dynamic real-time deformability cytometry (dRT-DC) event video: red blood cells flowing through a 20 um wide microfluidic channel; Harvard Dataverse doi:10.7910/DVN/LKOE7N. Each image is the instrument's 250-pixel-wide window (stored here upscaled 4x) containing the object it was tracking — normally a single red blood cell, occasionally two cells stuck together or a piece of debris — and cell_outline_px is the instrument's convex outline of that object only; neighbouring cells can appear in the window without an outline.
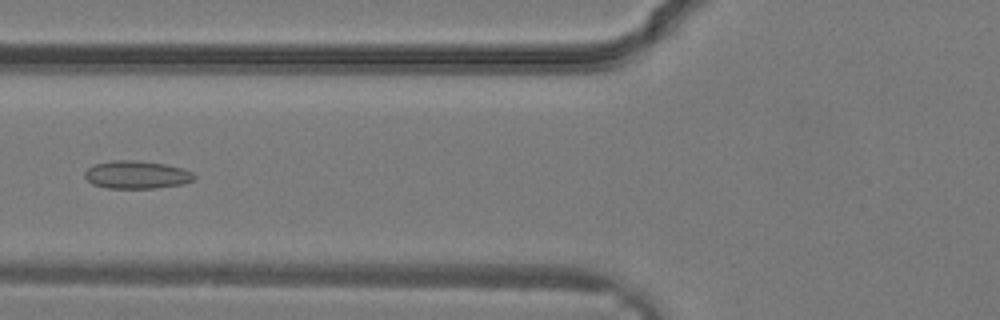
{"species": "common noctule bat (a hibernating species)", "species_latin": "Nyctalus noctula", "temperature_condition": "warm", "stored_images_in_passage": 32, "camera_frame_rate_fps": 3000, "um_per_image_px": 0.085, "animal": {"sex": "male", "body_mass_g": 19.2, "forearm_length_mm": 51.8}, "frame": {"image": 1, "passage_image": 13, "time_ms": 4.0, "image_size_px": [1000, 320], "cell_outline_px": [[196, 176], [192, 180], [184, 184], [156, 188], [108, 188], [92, 184], [84, 176], [84, 172], [88, 168], [96, 164], [112, 160], [132, 160], [164, 164], [184, 168], [192, 172]], "centroid_in_image_um": [11.63, 14.86], "position_along_channel_um": 114.2, "area_um2": 17.74}}
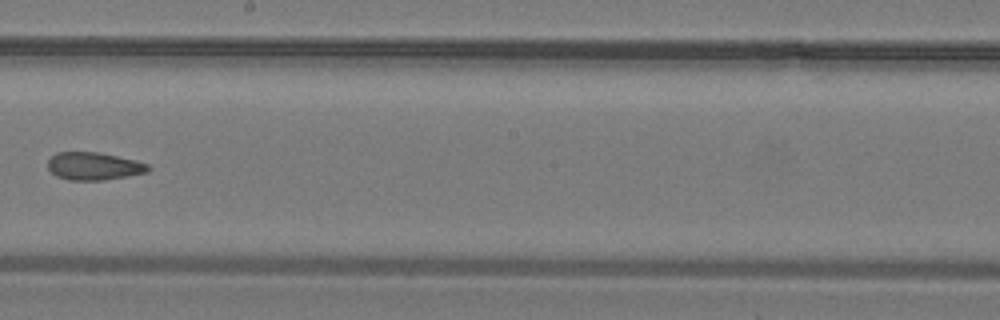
{"frame": {"image": 2, "passage_image": 19, "time_ms": 6.0, "image_size_px": [1000, 320], "cell_outline_px": [[152, 168], [148, 172], [128, 176], [104, 180], [68, 180], [56, 176], [48, 168], [48, 160], [56, 152], [96, 152], [136, 160], [148, 164]], "centroid_in_image_um": [7.99, 14.13], "position_along_channel_um": 240.2, "area_um2": 16.24}}
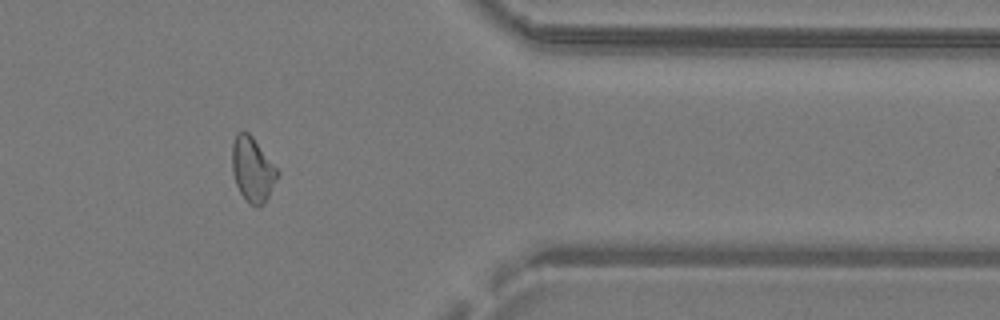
{"frame": {"image": 3, "passage_image": 27, "time_ms": 8.667, "image_size_px": [1000, 320], "cell_outline_px": [[280, 172], [264, 204], [256, 208], [248, 204], [240, 192], [236, 184], [232, 172], [232, 144], [236, 132], [244, 128], [252, 136]], "centroid_in_image_um": [21.44, 14.39], "position_along_channel_um": 390.0, "area_um2": 17.28}}